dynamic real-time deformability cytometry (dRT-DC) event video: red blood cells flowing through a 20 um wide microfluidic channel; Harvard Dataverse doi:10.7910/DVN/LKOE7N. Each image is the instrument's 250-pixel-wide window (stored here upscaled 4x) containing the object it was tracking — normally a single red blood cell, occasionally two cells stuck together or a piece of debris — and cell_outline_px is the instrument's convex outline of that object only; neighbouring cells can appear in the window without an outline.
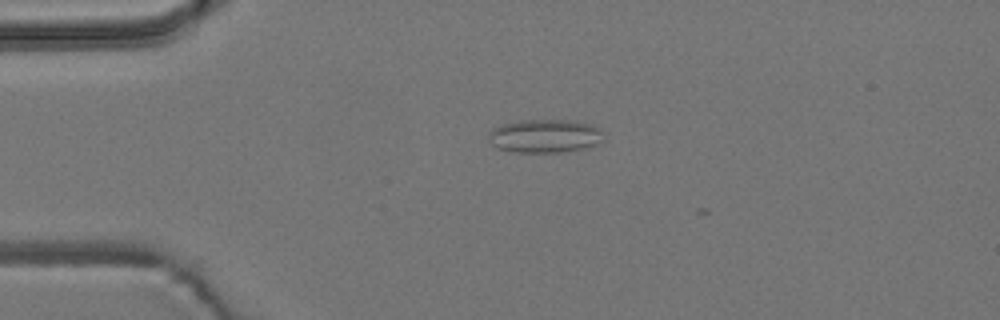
{"species": "common noctule bat (a hibernating species)", "species_latin": "Nyctalus noctula", "temperature_condition": "room temperature", "stored_images_in_passage": 2, "camera_frame_rate_fps": 3000, "um_per_image_px": 0.085, "animal": {"sex": "male", "body_mass_g": 19.2, "forearm_length_mm": 51.8}, "frame": {"image": 1, "passage_image": 1, "time_ms": 0.0, "image_size_px": [1000, 320], "cell_outline_px": [[608, 132], [604, 140], [600, 144], [584, 148], [560, 152], [512, 152], [496, 148], [488, 140], [488, 132], [492, 128], [500, 124], [520, 120], [576, 120], [592, 124]], "centroid_in_image_um": [46.37, 11.55], "position_along_channel_um": 38.6, "area_um2": 23.18}}